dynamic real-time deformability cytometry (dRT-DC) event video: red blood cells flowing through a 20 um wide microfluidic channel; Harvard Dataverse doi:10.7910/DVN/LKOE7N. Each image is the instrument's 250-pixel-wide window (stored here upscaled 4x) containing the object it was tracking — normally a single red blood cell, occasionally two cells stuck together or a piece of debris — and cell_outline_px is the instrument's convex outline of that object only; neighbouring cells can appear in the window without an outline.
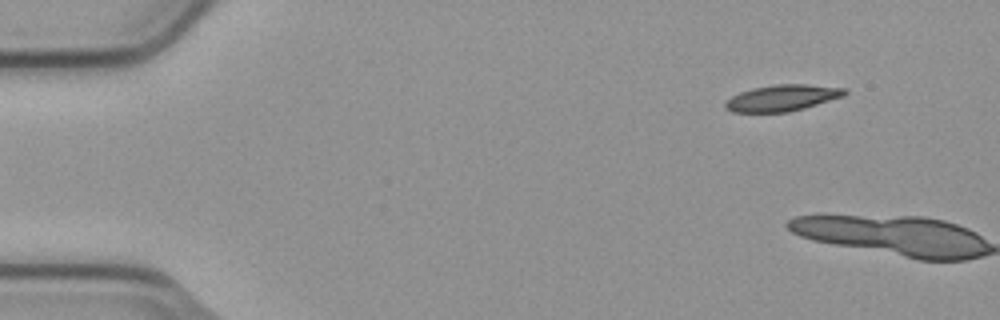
{"species": "common noctule bat (a hibernating species)", "species_latin": "Nyctalus noctula", "temperature_condition": "cold", "stored_images_in_passage": 5, "camera_frame_rate_fps": 3000, "um_per_image_px": 0.085, "animal": {"sex": "male", "body_mass_g": 23.1, "forearm_length_mm": 52.7}, "frame": {"image": 1, "passage_image": 5, "time_ms": 1.333, "image_size_px": [1000, 320], "cell_outline_px": [[848, 92], [844, 96], [804, 108], [788, 112], [732, 112], [724, 108], [724, 104], [732, 96], [740, 92], [752, 88], [776, 84], [804, 84], [844, 88]], "centroid_in_image_um": [66.47, 8.32], "position_along_channel_um": 18.5, "area_um2": 18.21}}